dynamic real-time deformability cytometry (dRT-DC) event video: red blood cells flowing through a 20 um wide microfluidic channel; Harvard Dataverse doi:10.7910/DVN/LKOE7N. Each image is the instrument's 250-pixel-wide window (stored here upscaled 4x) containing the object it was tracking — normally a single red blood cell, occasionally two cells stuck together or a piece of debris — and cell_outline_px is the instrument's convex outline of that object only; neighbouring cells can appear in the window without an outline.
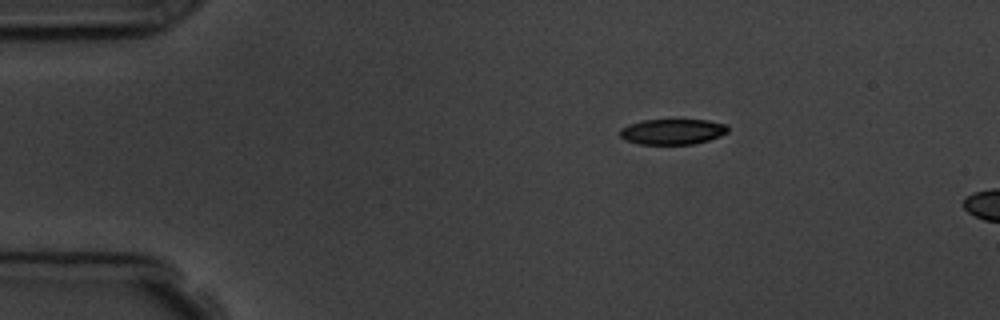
{"species": "common noctule bat (a hibernating species)", "species_latin": "Nyctalus noctula", "temperature_condition": "room temperature", "stored_images_in_passage": 3, "camera_frame_rate_fps": 3000, "um_per_image_px": 0.085, "animal": {"sex": "male", "body_mass_g": 19.5, "forearm_length_mm": 54.6}, "frame": {"image": 1, "passage_image": 1, "time_ms": 0.0, "image_size_px": [1000, 320], "cell_outline_px": [[728, 132], [720, 136], [708, 140], [692, 144], [640, 144], [628, 140], [620, 136], [620, 128], [628, 124], [644, 120], [708, 120], [728, 124]], "centroid_in_image_um": [57.19, 11.18], "position_along_channel_um": 27.8, "area_um2": 16.01}}